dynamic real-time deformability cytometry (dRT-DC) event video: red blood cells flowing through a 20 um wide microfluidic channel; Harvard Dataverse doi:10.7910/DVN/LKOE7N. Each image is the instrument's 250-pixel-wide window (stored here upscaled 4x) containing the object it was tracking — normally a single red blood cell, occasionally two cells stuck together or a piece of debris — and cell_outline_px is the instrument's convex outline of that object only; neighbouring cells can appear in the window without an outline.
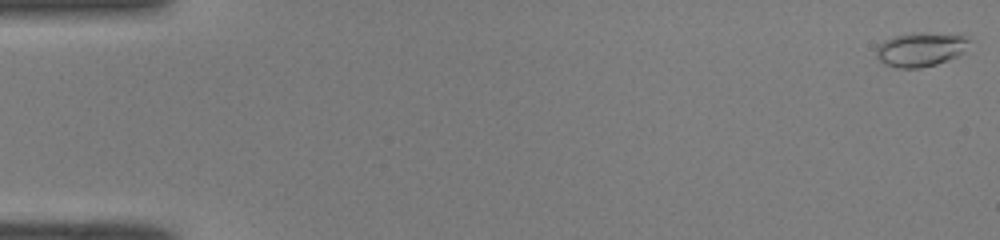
{"species": "common noctule bat (a hibernating species)", "species_latin": "Nyctalus noctula", "temperature_condition": "room temperature", "stored_images_in_passage": 51, "camera_frame_rate_fps": 3000, "um_per_image_px": 0.085, "animal": {"sex": "male", "body_mass_g": 19.0, "forearm_length_mm": 50.8}, "frame": {"image": 1, "passage_image": 1, "time_ms": 0.0, "image_size_px": [1000, 240], "cell_outline_px": [[968, 40], [964, 52], [956, 56], [936, 64], [920, 68], [896, 68], [884, 64], [876, 56], [876, 48], [884, 40], [892, 36], [912, 32], [920, 32], [960, 36]], "centroid_in_image_um": [78.16, 4.21], "position_along_channel_um": 6.8, "area_um2": 18.21}}
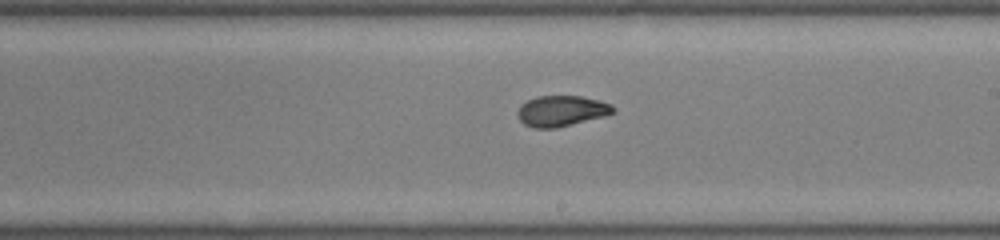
{"frame": {"image": 2, "passage_image": 30, "time_ms": 9.667, "image_size_px": [1000, 240], "cell_outline_px": [[616, 112], [604, 116], [556, 128], [532, 128], [524, 124], [520, 120], [516, 112], [520, 104], [536, 96], [580, 96], [600, 100], [612, 104], [616, 108]], "centroid_in_image_um": [47.73, 9.42], "position_along_channel_um": 241.3, "area_um2": 17.28}}
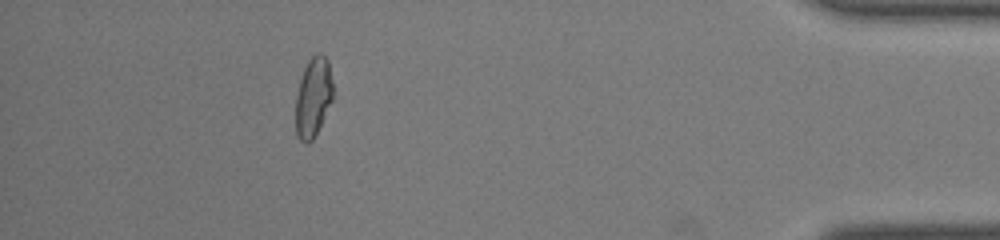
{"frame": {"image": 3, "passage_image": 46, "time_ms": 15.0, "image_size_px": [1000, 240], "cell_outline_px": [[332, 100], [312, 140], [308, 144], [304, 144], [296, 136], [296, 96], [300, 80], [304, 68], [308, 60], [316, 52], [320, 52], [328, 60], [332, 84]], "centroid_in_image_um": [26.6, 8.25], "position_along_channel_um": 408.6, "area_um2": 17.11}, "authors_computed_cell_mechanics": {"area_um2": 17.2244, "velocity_mm_per_s": 4.0904, "shape_relaxation_time_tau1_ms": 9.4979, "shape_relaxation_time_tau2_ms": 1.2753, "deformation_change_tau1": 0.2849, "deformation_change_tau2": 0.0602}}